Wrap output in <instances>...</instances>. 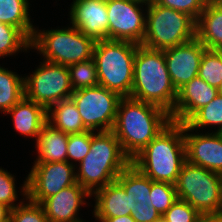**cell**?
<instances>
[{"instance_id":"obj_6","label":"cell","mask_w":222,"mask_h":222,"mask_svg":"<svg viewBox=\"0 0 222 222\" xmlns=\"http://www.w3.org/2000/svg\"><path fill=\"white\" fill-rule=\"evenodd\" d=\"M142 46L164 50L196 37V21L186 13L148 1Z\"/></svg>"},{"instance_id":"obj_1","label":"cell","mask_w":222,"mask_h":222,"mask_svg":"<svg viewBox=\"0 0 222 222\" xmlns=\"http://www.w3.org/2000/svg\"><path fill=\"white\" fill-rule=\"evenodd\" d=\"M171 122L170 113L163 108L122 97L112 131L124 154L132 160Z\"/></svg>"},{"instance_id":"obj_32","label":"cell","mask_w":222,"mask_h":222,"mask_svg":"<svg viewBox=\"0 0 222 222\" xmlns=\"http://www.w3.org/2000/svg\"><path fill=\"white\" fill-rule=\"evenodd\" d=\"M94 132L95 131L87 130L81 133L68 135V144H67V162L68 163L75 165L77 162L79 164L83 160V158L90 151L91 135Z\"/></svg>"},{"instance_id":"obj_29","label":"cell","mask_w":222,"mask_h":222,"mask_svg":"<svg viewBox=\"0 0 222 222\" xmlns=\"http://www.w3.org/2000/svg\"><path fill=\"white\" fill-rule=\"evenodd\" d=\"M198 76L218 89L222 81V51L206 49L203 52Z\"/></svg>"},{"instance_id":"obj_35","label":"cell","mask_w":222,"mask_h":222,"mask_svg":"<svg viewBox=\"0 0 222 222\" xmlns=\"http://www.w3.org/2000/svg\"><path fill=\"white\" fill-rule=\"evenodd\" d=\"M155 4L180 11L198 20L209 0H152Z\"/></svg>"},{"instance_id":"obj_16","label":"cell","mask_w":222,"mask_h":222,"mask_svg":"<svg viewBox=\"0 0 222 222\" xmlns=\"http://www.w3.org/2000/svg\"><path fill=\"white\" fill-rule=\"evenodd\" d=\"M70 23L95 41L108 40L106 0H73Z\"/></svg>"},{"instance_id":"obj_31","label":"cell","mask_w":222,"mask_h":222,"mask_svg":"<svg viewBox=\"0 0 222 222\" xmlns=\"http://www.w3.org/2000/svg\"><path fill=\"white\" fill-rule=\"evenodd\" d=\"M175 185L166 182L153 181L151 184V205L163 215L177 200Z\"/></svg>"},{"instance_id":"obj_28","label":"cell","mask_w":222,"mask_h":222,"mask_svg":"<svg viewBox=\"0 0 222 222\" xmlns=\"http://www.w3.org/2000/svg\"><path fill=\"white\" fill-rule=\"evenodd\" d=\"M73 91L99 85L94 58L68 66Z\"/></svg>"},{"instance_id":"obj_12","label":"cell","mask_w":222,"mask_h":222,"mask_svg":"<svg viewBox=\"0 0 222 222\" xmlns=\"http://www.w3.org/2000/svg\"><path fill=\"white\" fill-rule=\"evenodd\" d=\"M75 167L67 161L33 163L27 176V198L40 204L61 189L76 184Z\"/></svg>"},{"instance_id":"obj_20","label":"cell","mask_w":222,"mask_h":222,"mask_svg":"<svg viewBox=\"0 0 222 222\" xmlns=\"http://www.w3.org/2000/svg\"><path fill=\"white\" fill-rule=\"evenodd\" d=\"M95 205L92 212L94 218H113L131 215L128 195L124 188L115 180L95 191Z\"/></svg>"},{"instance_id":"obj_4","label":"cell","mask_w":222,"mask_h":222,"mask_svg":"<svg viewBox=\"0 0 222 222\" xmlns=\"http://www.w3.org/2000/svg\"><path fill=\"white\" fill-rule=\"evenodd\" d=\"M130 97L173 112L177 90L170 79L163 50L137 46Z\"/></svg>"},{"instance_id":"obj_26","label":"cell","mask_w":222,"mask_h":222,"mask_svg":"<svg viewBox=\"0 0 222 222\" xmlns=\"http://www.w3.org/2000/svg\"><path fill=\"white\" fill-rule=\"evenodd\" d=\"M185 124L192 130L210 126L217 127L215 132H222V95L218 94L210 103L197 110Z\"/></svg>"},{"instance_id":"obj_13","label":"cell","mask_w":222,"mask_h":222,"mask_svg":"<svg viewBox=\"0 0 222 222\" xmlns=\"http://www.w3.org/2000/svg\"><path fill=\"white\" fill-rule=\"evenodd\" d=\"M116 181L128 195L129 209L136 222H157L162 215L151 205L152 180L131 163L120 173Z\"/></svg>"},{"instance_id":"obj_24","label":"cell","mask_w":222,"mask_h":222,"mask_svg":"<svg viewBox=\"0 0 222 222\" xmlns=\"http://www.w3.org/2000/svg\"><path fill=\"white\" fill-rule=\"evenodd\" d=\"M29 0H0V23L19 28L32 40L36 27L29 16Z\"/></svg>"},{"instance_id":"obj_22","label":"cell","mask_w":222,"mask_h":222,"mask_svg":"<svg viewBox=\"0 0 222 222\" xmlns=\"http://www.w3.org/2000/svg\"><path fill=\"white\" fill-rule=\"evenodd\" d=\"M196 38L206 49L222 51V9L210 0L196 21Z\"/></svg>"},{"instance_id":"obj_38","label":"cell","mask_w":222,"mask_h":222,"mask_svg":"<svg viewBox=\"0 0 222 222\" xmlns=\"http://www.w3.org/2000/svg\"><path fill=\"white\" fill-rule=\"evenodd\" d=\"M11 209L3 203H0V222H9Z\"/></svg>"},{"instance_id":"obj_7","label":"cell","mask_w":222,"mask_h":222,"mask_svg":"<svg viewBox=\"0 0 222 222\" xmlns=\"http://www.w3.org/2000/svg\"><path fill=\"white\" fill-rule=\"evenodd\" d=\"M96 41L71 25L57 29H35L31 49L37 50L48 62L70 66L93 58Z\"/></svg>"},{"instance_id":"obj_9","label":"cell","mask_w":222,"mask_h":222,"mask_svg":"<svg viewBox=\"0 0 222 222\" xmlns=\"http://www.w3.org/2000/svg\"><path fill=\"white\" fill-rule=\"evenodd\" d=\"M32 73L24 76L27 99L48 110L59 101L71 98L73 88L67 66L43 60Z\"/></svg>"},{"instance_id":"obj_17","label":"cell","mask_w":222,"mask_h":222,"mask_svg":"<svg viewBox=\"0 0 222 222\" xmlns=\"http://www.w3.org/2000/svg\"><path fill=\"white\" fill-rule=\"evenodd\" d=\"M89 197L92 195L76 183L46 198L40 205L49 222H85L79 217V209L88 204L84 199Z\"/></svg>"},{"instance_id":"obj_30","label":"cell","mask_w":222,"mask_h":222,"mask_svg":"<svg viewBox=\"0 0 222 222\" xmlns=\"http://www.w3.org/2000/svg\"><path fill=\"white\" fill-rule=\"evenodd\" d=\"M15 177L10 172L5 169L0 168V203L5 204L8 206L11 210L15 208L16 206L22 204L24 200L27 199V178L21 186V195L24 197L19 200V203L16 204V201H18V195H17V189H16V183H15ZM15 202V203H14Z\"/></svg>"},{"instance_id":"obj_33","label":"cell","mask_w":222,"mask_h":222,"mask_svg":"<svg viewBox=\"0 0 222 222\" xmlns=\"http://www.w3.org/2000/svg\"><path fill=\"white\" fill-rule=\"evenodd\" d=\"M25 201L11 210L9 222H49L40 204Z\"/></svg>"},{"instance_id":"obj_11","label":"cell","mask_w":222,"mask_h":222,"mask_svg":"<svg viewBox=\"0 0 222 222\" xmlns=\"http://www.w3.org/2000/svg\"><path fill=\"white\" fill-rule=\"evenodd\" d=\"M106 5L108 40L130 41L141 45L146 24V9L143 5L146 7L148 2L106 0Z\"/></svg>"},{"instance_id":"obj_37","label":"cell","mask_w":222,"mask_h":222,"mask_svg":"<svg viewBox=\"0 0 222 222\" xmlns=\"http://www.w3.org/2000/svg\"><path fill=\"white\" fill-rule=\"evenodd\" d=\"M99 222H136L132 215H125L120 217H113V218H95Z\"/></svg>"},{"instance_id":"obj_8","label":"cell","mask_w":222,"mask_h":222,"mask_svg":"<svg viewBox=\"0 0 222 222\" xmlns=\"http://www.w3.org/2000/svg\"><path fill=\"white\" fill-rule=\"evenodd\" d=\"M177 197L201 215L222 213V174L201 166L183 163L175 183Z\"/></svg>"},{"instance_id":"obj_3","label":"cell","mask_w":222,"mask_h":222,"mask_svg":"<svg viewBox=\"0 0 222 222\" xmlns=\"http://www.w3.org/2000/svg\"><path fill=\"white\" fill-rule=\"evenodd\" d=\"M131 163L112 130L91 135L90 151L76 165V181L91 195L115 181Z\"/></svg>"},{"instance_id":"obj_19","label":"cell","mask_w":222,"mask_h":222,"mask_svg":"<svg viewBox=\"0 0 222 222\" xmlns=\"http://www.w3.org/2000/svg\"><path fill=\"white\" fill-rule=\"evenodd\" d=\"M6 114H10L16 132L37 140L43 125L47 122V110L25 96Z\"/></svg>"},{"instance_id":"obj_21","label":"cell","mask_w":222,"mask_h":222,"mask_svg":"<svg viewBox=\"0 0 222 222\" xmlns=\"http://www.w3.org/2000/svg\"><path fill=\"white\" fill-rule=\"evenodd\" d=\"M68 134L46 122L36 140L37 158L34 163L67 161Z\"/></svg>"},{"instance_id":"obj_10","label":"cell","mask_w":222,"mask_h":222,"mask_svg":"<svg viewBox=\"0 0 222 222\" xmlns=\"http://www.w3.org/2000/svg\"><path fill=\"white\" fill-rule=\"evenodd\" d=\"M75 102L84 126L92 131L113 129L121 96L103 86L73 91Z\"/></svg>"},{"instance_id":"obj_5","label":"cell","mask_w":222,"mask_h":222,"mask_svg":"<svg viewBox=\"0 0 222 222\" xmlns=\"http://www.w3.org/2000/svg\"><path fill=\"white\" fill-rule=\"evenodd\" d=\"M137 46L130 41H96L93 58L100 86L121 97H130Z\"/></svg>"},{"instance_id":"obj_27","label":"cell","mask_w":222,"mask_h":222,"mask_svg":"<svg viewBox=\"0 0 222 222\" xmlns=\"http://www.w3.org/2000/svg\"><path fill=\"white\" fill-rule=\"evenodd\" d=\"M29 49L31 40L19 28L0 23V58L18 54L19 51L27 52Z\"/></svg>"},{"instance_id":"obj_25","label":"cell","mask_w":222,"mask_h":222,"mask_svg":"<svg viewBox=\"0 0 222 222\" xmlns=\"http://www.w3.org/2000/svg\"><path fill=\"white\" fill-rule=\"evenodd\" d=\"M0 66V112L6 113L24 96V76Z\"/></svg>"},{"instance_id":"obj_39","label":"cell","mask_w":222,"mask_h":222,"mask_svg":"<svg viewBox=\"0 0 222 222\" xmlns=\"http://www.w3.org/2000/svg\"><path fill=\"white\" fill-rule=\"evenodd\" d=\"M215 6L222 9V0H210Z\"/></svg>"},{"instance_id":"obj_2","label":"cell","mask_w":222,"mask_h":222,"mask_svg":"<svg viewBox=\"0 0 222 222\" xmlns=\"http://www.w3.org/2000/svg\"><path fill=\"white\" fill-rule=\"evenodd\" d=\"M185 161L183 124L172 121L131 160V164L152 181L175 185Z\"/></svg>"},{"instance_id":"obj_23","label":"cell","mask_w":222,"mask_h":222,"mask_svg":"<svg viewBox=\"0 0 222 222\" xmlns=\"http://www.w3.org/2000/svg\"><path fill=\"white\" fill-rule=\"evenodd\" d=\"M47 122L68 135L88 130L84 126L78 108L72 98L61 100L51 106L47 110Z\"/></svg>"},{"instance_id":"obj_15","label":"cell","mask_w":222,"mask_h":222,"mask_svg":"<svg viewBox=\"0 0 222 222\" xmlns=\"http://www.w3.org/2000/svg\"><path fill=\"white\" fill-rule=\"evenodd\" d=\"M193 133L194 130L183 123L186 160L191 164L222 174V132Z\"/></svg>"},{"instance_id":"obj_41","label":"cell","mask_w":222,"mask_h":222,"mask_svg":"<svg viewBox=\"0 0 222 222\" xmlns=\"http://www.w3.org/2000/svg\"><path fill=\"white\" fill-rule=\"evenodd\" d=\"M133 1L148 2L149 0H133Z\"/></svg>"},{"instance_id":"obj_14","label":"cell","mask_w":222,"mask_h":222,"mask_svg":"<svg viewBox=\"0 0 222 222\" xmlns=\"http://www.w3.org/2000/svg\"><path fill=\"white\" fill-rule=\"evenodd\" d=\"M205 50V46L196 37L163 50L170 79L176 90L198 76Z\"/></svg>"},{"instance_id":"obj_34","label":"cell","mask_w":222,"mask_h":222,"mask_svg":"<svg viewBox=\"0 0 222 222\" xmlns=\"http://www.w3.org/2000/svg\"><path fill=\"white\" fill-rule=\"evenodd\" d=\"M200 216L201 214L188 202L177 198L161 219L164 222H197Z\"/></svg>"},{"instance_id":"obj_36","label":"cell","mask_w":222,"mask_h":222,"mask_svg":"<svg viewBox=\"0 0 222 222\" xmlns=\"http://www.w3.org/2000/svg\"><path fill=\"white\" fill-rule=\"evenodd\" d=\"M197 222H222V213L202 214Z\"/></svg>"},{"instance_id":"obj_40","label":"cell","mask_w":222,"mask_h":222,"mask_svg":"<svg viewBox=\"0 0 222 222\" xmlns=\"http://www.w3.org/2000/svg\"><path fill=\"white\" fill-rule=\"evenodd\" d=\"M218 94L222 95V81L220 86L218 87Z\"/></svg>"},{"instance_id":"obj_18","label":"cell","mask_w":222,"mask_h":222,"mask_svg":"<svg viewBox=\"0 0 222 222\" xmlns=\"http://www.w3.org/2000/svg\"><path fill=\"white\" fill-rule=\"evenodd\" d=\"M218 95V89L207 84L199 76L177 90V98L171 120L185 123L197 110L210 103Z\"/></svg>"}]
</instances>
